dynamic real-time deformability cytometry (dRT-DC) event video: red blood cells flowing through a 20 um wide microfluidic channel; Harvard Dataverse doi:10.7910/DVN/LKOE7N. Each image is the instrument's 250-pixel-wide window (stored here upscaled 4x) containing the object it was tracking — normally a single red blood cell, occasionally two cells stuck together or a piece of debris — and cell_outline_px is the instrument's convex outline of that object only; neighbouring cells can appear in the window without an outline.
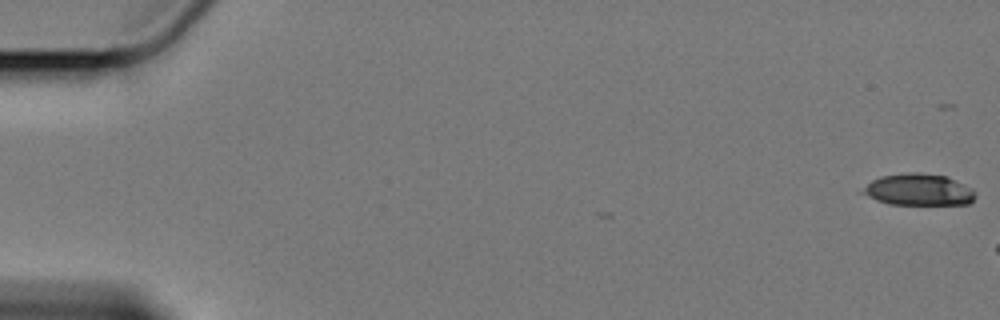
{"species": "Egyptian fruit bat (a non-hibernating species)", "species_latin": "Rousettus aegyptiacus", "temperature_condition": "cold", "stored_images_in_passage": 7, "camera_frame_rate_fps": 3000, "um_per_image_px": 0.085, "animal": {"sex": "female"}, "frame": {"image": 1, "passage_image": 1, "time_ms": 0.0, "image_size_px": [1000, 320], "cell_outline_px": [[976, 196], [968, 204], [888, 204], [876, 200], [860, 192], [872, 180], [880, 176], [908, 172], [920, 172], [948, 176], [972, 188], [976, 192]], "centroid_in_image_um": [78.1, 16.11], "position_along_channel_um": 6.9, "area_um2": 20.87}}